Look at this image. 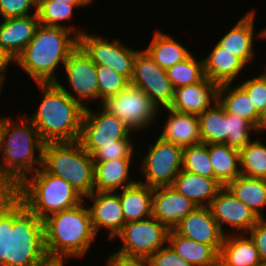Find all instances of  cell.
Returning <instances> with one entry per match:
<instances>
[{
    "mask_svg": "<svg viewBox=\"0 0 266 266\" xmlns=\"http://www.w3.org/2000/svg\"><path fill=\"white\" fill-rule=\"evenodd\" d=\"M24 120L21 117L16 125L8 118H1L0 151L4 150V164L0 161V191L12 192L29 176V172L35 173L42 167L45 143L33 123ZM35 147L39 151L37 158ZM34 163L40 167L37 168Z\"/></svg>",
    "mask_w": 266,
    "mask_h": 266,
    "instance_id": "1",
    "label": "cell"
},
{
    "mask_svg": "<svg viewBox=\"0 0 266 266\" xmlns=\"http://www.w3.org/2000/svg\"><path fill=\"white\" fill-rule=\"evenodd\" d=\"M44 92L30 121L44 143L78 141L86 106L75 101L56 83H37Z\"/></svg>",
    "mask_w": 266,
    "mask_h": 266,
    "instance_id": "2",
    "label": "cell"
},
{
    "mask_svg": "<svg viewBox=\"0 0 266 266\" xmlns=\"http://www.w3.org/2000/svg\"><path fill=\"white\" fill-rule=\"evenodd\" d=\"M48 261L43 221L8 191L6 266H43Z\"/></svg>",
    "mask_w": 266,
    "mask_h": 266,
    "instance_id": "3",
    "label": "cell"
},
{
    "mask_svg": "<svg viewBox=\"0 0 266 266\" xmlns=\"http://www.w3.org/2000/svg\"><path fill=\"white\" fill-rule=\"evenodd\" d=\"M63 27L39 24L33 38L14 63L27 72L37 83L57 82L55 69L64 65L71 52L78 46V37Z\"/></svg>",
    "mask_w": 266,
    "mask_h": 266,
    "instance_id": "4",
    "label": "cell"
},
{
    "mask_svg": "<svg viewBox=\"0 0 266 266\" xmlns=\"http://www.w3.org/2000/svg\"><path fill=\"white\" fill-rule=\"evenodd\" d=\"M83 202L43 220L44 244L49 260L83 256L95 238L90 212Z\"/></svg>",
    "mask_w": 266,
    "mask_h": 266,
    "instance_id": "5",
    "label": "cell"
},
{
    "mask_svg": "<svg viewBox=\"0 0 266 266\" xmlns=\"http://www.w3.org/2000/svg\"><path fill=\"white\" fill-rule=\"evenodd\" d=\"M32 176L12 192L42 221L83 202V196L66 180L48 174L42 167Z\"/></svg>",
    "mask_w": 266,
    "mask_h": 266,
    "instance_id": "6",
    "label": "cell"
},
{
    "mask_svg": "<svg viewBox=\"0 0 266 266\" xmlns=\"http://www.w3.org/2000/svg\"><path fill=\"white\" fill-rule=\"evenodd\" d=\"M42 168L66 180L83 197L95 191L94 161L79 141L45 143Z\"/></svg>",
    "mask_w": 266,
    "mask_h": 266,
    "instance_id": "7",
    "label": "cell"
},
{
    "mask_svg": "<svg viewBox=\"0 0 266 266\" xmlns=\"http://www.w3.org/2000/svg\"><path fill=\"white\" fill-rule=\"evenodd\" d=\"M169 229L153 216L128 222L116 235L123 246L113 255L124 258L148 259L168 241Z\"/></svg>",
    "mask_w": 266,
    "mask_h": 266,
    "instance_id": "8",
    "label": "cell"
},
{
    "mask_svg": "<svg viewBox=\"0 0 266 266\" xmlns=\"http://www.w3.org/2000/svg\"><path fill=\"white\" fill-rule=\"evenodd\" d=\"M102 106L123 121L133 132L149 126L159 111L152 99L142 89L132 84L108 98Z\"/></svg>",
    "mask_w": 266,
    "mask_h": 266,
    "instance_id": "9",
    "label": "cell"
},
{
    "mask_svg": "<svg viewBox=\"0 0 266 266\" xmlns=\"http://www.w3.org/2000/svg\"><path fill=\"white\" fill-rule=\"evenodd\" d=\"M148 150L141 166L146 178L144 184L152 188L171 186L182 170L183 147L159 137Z\"/></svg>",
    "mask_w": 266,
    "mask_h": 266,
    "instance_id": "10",
    "label": "cell"
},
{
    "mask_svg": "<svg viewBox=\"0 0 266 266\" xmlns=\"http://www.w3.org/2000/svg\"><path fill=\"white\" fill-rule=\"evenodd\" d=\"M101 113L85 108L79 142L83 149L93 155L99 148L130 138L131 129L102 106ZM131 131V132H130Z\"/></svg>",
    "mask_w": 266,
    "mask_h": 266,
    "instance_id": "11",
    "label": "cell"
},
{
    "mask_svg": "<svg viewBox=\"0 0 266 266\" xmlns=\"http://www.w3.org/2000/svg\"><path fill=\"white\" fill-rule=\"evenodd\" d=\"M74 35L78 37V45L97 66H108L131 80L139 51L123 46L117 39L109 42L81 31Z\"/></svg>",
    "mask_w": 266,
    "mask_h": 266,
    "instance_id": "12",
    "label": "cell"
},
{
    "mask_svg": "<svg viewBox=\"0 0 266 266\" xmlns=\"http://www.w3.org/2000/svg\"><path fill=\"white\" fill-rule=\"evenodd\" d=\"M130 84L142 89L158 106L169 108L174 98V88L166 70L159 67L143 50L136 54Z\"/></svg>",
    "mask_w": 266,
    "mask_h": 266,
    "instance_id": "13",
    "label": "cell"
},
{
    "mask_svg": "<svg viewBox=\"0 0 266 266\" xmlns=\"http://www.w3.org/2000/svg\"><path fill=\"white\" fill-rule=\"evenodd\" d=\"M63 66L67 72L69 84L75 91L76 96L74 97L70 94V92L57 81L56 83L66 94L70 95L75 101L81 104V99H98L97 65L79 45L71 52Z\"/></svg>",
    "mask_w": 266,
    "mask_h": 266,
    "instance_id": "14",
    "label": "cell"
},
{
    "mask_svg": "<svg viewBox=\"0 0 266 266\" xmlns=\"http://www.w3.org/2000/svg\"><path fill=\"white\" fill-rule=\"evenodd\" d=\"M221 231L226 223L234 229L250 230L261 218L238 200L226 186H223L208 206Z\"/></svg>",
    "mask_w": 266,
    "mask_h": 266,
    "instance_id": "15",
    "label": "cell"
},
{
    "mask_svg": "<svg viewBox=\"0 0 266 266\" xmlns=\"http://www.w3.org/2000/svg\"><path fill=\"white\" fill-rule=\"evenodd\" d=\"M173 230L181 236L212 246L218 253L225 237L207 206L194 209Z\"/></svg>",
    "mask_w": 266,
    "mask_h": 266,
    "instance_id": "16",
    "label": "cell"
},
{
    "mask_svg": "<svg viewBox=\"0 0 266 266\" xmlns=\"http://www.w3.org/2000/svg\"><path fill=\"white\" fill-rule=\"evenodd\" d=\"M197 206L172 186L155 187L152 216L169 230L174 229Z\"/></svg>",
    "mask_w": 266,
    "mask_h": 266,
    "instance_id": "17",
    "label": "cell"
},
{
    "mask_svg": "<svg viewBox=\"0 0 266 266\" xmlns=\"http://www.w3.org/2000/svg\"><path fill=\"white\" fill-rule=\"evenodd\" d=\"M114 192L94 191L87 195L94 201L89 209L92 225L95 233L99 228L106 227L109 231V239L112 240L122 230L125 224L123 209L118 194Z\"/></svg>",
    "mask_w": 266,
    "mask_h": 266,
    "instance_id": "18",
    "label": "cell"
},
{
    "mask_svg": "<svg viewBox=\"0 0 266 266\" xmlns=\"http://www.w3.org/2000/svg\"><path fill=\"white\" fill-rule=\"evenodd\" d=\"M218 87L217 83L205 77L199 83L176 88L169 108L180 113L199 115L211 107V97L214 102L217 101Z\"/></svg>",
    "mask_w": 266,
    "mask_h": 266,
    "instance_id": "19",
    "label": "cell"
},
{
    "mask_svg": "<svg viewBox=\"0 0 266 266\" xmlns=\"http://www.w3.org/2000/svg\"><path fill=\"white\" fill-rule=\"evenodd\" d=\"M3 20L0 24V48L16 59L29 44L39 26L37 10L28 16Z\"/></svg>",
    "mask_w": 266,
    "mask_h": 266,
    "instance_id": "20",
    "label": "cell"
},
{
    "mask_svg": "<svg viewBox=\"0 0 266 266\" xmlns=\"http://www.w3.org/2000/svg\"><path fill=\"white\" fill-rule=\"evenodd\" d=\"M171 186L178 193L190 199L197 207H208L223 187L216 179L184 170L179 172Z\"/></svg>",
    "mask_w": 266,
    "mask_h": 266,
    "instance_id": "21",
    "label": "cell"
},
{
    "mask_svg": "<svg viewBox=\"0 0 266 266\" xmlns=\"http://www.w3.org/2000/svg\"><path fill=\"white\" fill-rule=\"evenodd\" d=\"M164 109H167L170 114L164 124V131L159 136L162 140L183 148L202 142L198 115L180 113L170 108Z\"/></svg>",
    "mask_w": 266,
    "mask_h": 266,
    "instance_id": "22",
    "label": "cell"
},
{
    "mask_svg": "<svg viewBox=\"0 0 266 266\" xmlns=\"http://www.w3.org/2000/svg\"><path fill=\"white\" fill-rule=\"evenodd\" d=\"M154 188L135 182L122 189L119 199L123 209L124 221L135 222L152 216Z\"/></svg>",
    "mask_w": 266,
    "mask_h": 266,
    "instance_id": "23",
    "label": "cell"
},
{
    "mask_svg": "<svg viewBox=\"0 0 266 266\" xmlns=\"http://www.w3.org/2000/svg\"><path fill=\"white\" fill-rule=\"evenodd\" d=\"M246 64L236 55L223 49L218 43L204 58V74L218 85L231 83Z\"/></svg>",
    "mask_w": 266,
    "mask_h": 266,
    "instance_id": "24",
    "label": "cell"
},
{
    "mask_svg": "<svg viewBox=\"0 0 266 266\" xmlns=\"http://www.w3.org/2000/svg\"><path fill=\"white\" fill-rule=\"evenodd\" d=\"M254 13L255 10L247 12L239 22L226 33L218 44L239 57L246 65L254 56L253 34H254Z\"/></svg>",
    "mask_w": 266,
    "mask_h": 266,
    "instance_id": "25",
    "label": "cell"
},
{
    "mask_svg": "<svg viewBox=\"0 0 266 266\" xmlns=\"http://www.w3.org/2000/svg\"><path fill=\"white\" fill-rule=\"evenodd\" d=\"M131 159H114L106 162H94L95 191L113 192L126 188L136 181H127Z\"/></svg>",
    "mask_w": 266,
    "mask_h": 266,
    "instance_id": "26",
    "label": "cell"
},
{
    "mask_svg": "<svg viewBox=\"0 0 266 266\" xmlns=\"http://www.w3.org/2000/svg\"><path fill=\"white\" fill-rule=\"evenodd\" d=\"M168 243L191 266H214L219 253L210 245L196 242L169 230Z\"/></svg>",
    "mask_w": 266,
    "mask_h": 266,
    "instance_id": "27",
    "label": "cell"
},
{
    "mask_svg": "<svg viewBox=\"0 0 266 266\" xmlns=\"http://www.w3.org/2000/svg\"><path fill=\"white\" fill-rule=\"evenodd\" d=\"M219 259L227 266H258L261 262L252 239L236 234L224 237Z\"/></svg>",
    "mask_w": 266,
    "mask_h": 266,
    "instance_id": "28",
    "label": "cell"
},
{
    "mask_svg": "<svg viewBox=\"0 0 266 266\" xmlns=\"http://www.w3.org/2000/svg\"><path fill=\"white\" fill-rule=\"evenodd\" d=\"M229 85L231 83L219 85L217 97L219 103L225 108L227 113H232L248 120L260 131L261 115L254 108L247 92L240 85L233 89H230Z\"/></svg>",
    "mask_w": 266,
    "mask_h": 266,
    "instance_id": "29",
    "label": "cell"
},
{
    "mask_svg": "<svg viewBox=\"0 0 266 266\" xmlns=\"http://www.w3.org/2000/svg\"><path fill=\"white\" fill-rule=\"evenodd\" d=\"M207 146L214 175L222 186H226L241 175V167L238 168L240 166L238 149L218 143H210Z\"/></svg>",
    "mask_w": 266,
    "mask_h": 266,
    "instance_id": "30",
    "label": "cell"
},
{
    "mask_svg": "<svg viewBox=\"0 0 266 266\" xmlns=\"http://www.w3.org/2000/svg\"><path fill=\"white\" fill-rule=\"evenodd\" d=\"M226 187L259 218H263L260 209L266 206V179L240 175L229 182Z\"/></svg>",
    "mask_w": 266,
    "mask_h": 266,
    "instance_id": "31",
    "label": "cell"
},
{
    "mask_svg": "<svg viewBox=\"0 0 266 266\" xmlns=\"http://www.w3.org/2000/svg\"><path fill=\"white\" fill-rule=\"evenodd\" d=\"M154 62L164 70L185 60L191 53L182 46L181 43L175 41L172 36L155 32L153 40L148 48L145 49Z\"/></svg>",
    "mask_w": 266,
    "mask_h": 266,
    "instance_id": "32",
    "label": "cell"
},
{
    "mask_svg": "<svg viewBox=\"0 0 266 266\" xmlns=\"http://www.w3.org/2000/svg\"><path fill=\"white\" fill-rule=\"evenodd\" d=\"M215 106L198 115L202 143L227 144L228 113L217 100Z\"/></svg>",
    "mask_w": 266,
    "mask_h": 266,
    "instance_id": "33",
    "label": "cell"
},
{
    "mask_svg": "<svg viewBox=\"0 0 266 266\" xmlns=\"http://www.w3.org/2000/svg\"><path fill=\"white\" fill-rule=\"evenodd\" d=\"M241 175L266 179V145L261 141H250L239 150Z\"/></svg>",
    "mask_w": 266,
    "mask_h": 266,
    "instance_id": "34",
    "label": "cell"
},
{
    "mask_svg": "<svg viewBox=\"0 0 266 266\" xmlns=\"http://www.w3.org/2000/svg\"><path fill=\"white\" fill-rule=\"evenodd\" d=\"M174 89L201 82L205 78L204 60L196 61L193 55L166 70Z\"/></svg>",
    "mask_w": 266,
    "mask_h": 266,
    "instance_id": "35",
    "label": "cell"
},
{
    "mask_svg": "<svg viewBox=\"0 0 266 266\" xmlns=\"http://www.w3.org/2000/svg\"><path fill=\"white\" fill-rule=\"evenodd\" d=\"M182 170L216 179L207 143L201 142L183 148Z\"/></svg>",
    "mask_w": 266,
    "mask_h": 266,
    "instance_id": "36",
    "label": "cell"
},
{
    "mask_svg": "<svg viewBox=\"0 0 266 266\" xmlns=\"http://www.w3.org/2000/svg\"><path fill=\"white\" fill-rule=\"evenodd\" d=\"M83 5H72L56 1H37V17L39 24L53 27H63L74 32V27L62 26L58 22L67 21L72 17L73 8Z\"/></svg>",
    "mask_w": 266,
    "mask_h": 266,
    "instance_id": "37",
    "label": "cell"
},
{
    "mask_svg": "<svg viewBox=\"0 0 266 266\" xmlns=\"http://www.w3.org/2000/svg\"><path fill=\"white\" fill-rule=\"evenodd\" d=\"M98 98L101 103L125 89L130 81L108 66H97Z\"/></svg>",
    "mask_w": 266,
    "mask_h": 266,
    "instance_id": "38",
    "label": "cell"
},
{
    "mask_svg": "<svg viewBox=\"0 0 266 266\" xmlns=\"http://www.w3.org/2000/svg\"><path fill=\"white\" fill-rule=\"evenodd\" d=\"M258 131L248 120L228 113L227 145L235 149L244 148L250 141L249 131Z\"/></svg>",
    "mask_w": 266,
    "mask_h": 266,
    "instance_id": "39",
    "label": "cell"
},
{
    "mask_svg": "<svg viewBox=\"0 0 266 266\" xmlns=\"http://www.w3.org/2000/svg\"><path fill=\"white\" fill-rule=\"evenodd\" d=\"M133 147L130 138L115 141V144L99 148L93 155L94 162H106L114 159H132Z\"/></svg>",
    "mask_w": 266,
    "mask_h": 266,
    "instance_id": "40",
    "label": "cell"
},
{
    "mask_svg": "<svg viewBox=\"0 0 266 266\" xmlns=\"http://www.w3.org/2000/svg\"><path fill=\"white\" fill-rule=\"evenodd\" d=\"M247 92L256 111L262 115L266 109V72L240 84Z\"/></svg>",
    "mask_w": 266,
    "mask_h": 266,
    "instance_id": "41",
    "label": "cell"
},
{
    "mask_svg": "<svg viewBox=\"0 0 266 266\" xmlns=\"http://www.w3.org/2000/svg\"><path fill=\"white\" fill-rule=\"evenodd\" d=\"M32 7L37 10V0H0V14L3 19L28 16Z\"/></svg>",
    "mask_w": 266,
    "mask_h": 266,
    "instance_id": "42",
    "label": "cell"
},
{
    "mask_svg": "<svg viewBox=\"0 0 266 266\" xmlns=\"http://www.w3.org/2000/svg\"><path fill=\"white\" fill-rule=\"evenodd\" d=\"M148 261L151 266H191L175 252L170 244L161 247L148 258Z\"/></svg>",
    "mask_w": 266,
    "mask_h": 266,
    "instance_id": "43",
    "label": "cell"
},
{
    "mask_svg": "<svg viewBox=\"0 0 266 266\" xmlns=\"http://www.w3.org/2000/svg\"><path fill=\"white\" fill-rule=\"evenodd\" d=\"M8 191H0V266H6Z\"/></svg>",
    "mask_w": 266,
    "mask_h": 266,
    "instance_id": "44",
    "label": "cell"
},
{
    "mask_svg": "<svg viewBox=\"0 0 266 266\" xmlns=\"http://www.w3.org/2000/svg\"><path fill=\"white\" fill-rule=\"evenodd\" d=\"M249 231L261 261L266 260V220L261 218Z\"/></svg>",
    "mask_w": 266,
    "mask_h": 266,
    "instance_id": "45",
    "label": "cell"
},
{
    "mask_svg": "<svg viewBox=\"0 0 266 266\" xmlns=\"http://www.w3.org/2000/svg\"><path fill=\"white\" fill-rule=\"evenodd\" d=\"M107 266H151L148 259L124 258L117 255H111Z\"/></svg>",
    "mask_w": 266,
    "mask_h": 266,
    "instance_id": "46",
    "label": "cell"
},
{
    "mask_svg": "<svg viewBox=\"0 0 266 266\" xmlns=\"http://www.w3.org/2000/svg\"><path fill=\"white\" fill-rule=\"evenodd\" d=\"M10 61L15 62V59L11 57L6 51L0 48V88H2L4 83V72L10 63Z\"/></svg>",
    "mask_w": 266,
    "mask_h": 266,
    "instance_id": "47",
    "label": "cell"
},
{
    "mask_svg": "<svg viewBox=\"0 0 266 266\" xmlns=\"http://www.w3.org/2000/svg\"><path fill=\"white\" fill-rule=\"evenodd\" d=\"M37 1H56L60 3H67L72 5H89L93 0H37Z\"/></svg>",
    "mask_w": 266,
    "mask_h": 266,
    "instance_id": "48",
    "label": "cell"
},
{
    "mask_svg": "<svg viewBox=\"0 0 266 266\" xmlns=\"http://www.w3.org/2000/svg\"><path fill=\"white\" fill-rule=\"evenodd\" d=\"M43 266H64V261L59 260H49Z\"/></svg>",
    "mask_w": 266,
    "mask_h": 266,
    "instance_id": "49",
    "label": "cell"
},
{
    "mask_svg": "<svg viewBox=\"0 0 266 266\" xmlns=\"http://www.w3.org/2000/svg\"><path fill=\"white\" fill-rule=\"evenodd\" d=\"M264 128H266V109L260 118V130H263Z\"/></svg>",
    "mask_w": 266,
    "mask_h": 266,
    "instance_id": "50",
    "label": "cell"
},
{
    "mask_svg": "<svg viewBox=\"0 0 266 266\" xmlns=\"http://www.w3.org/2000/svg\"><path fill=\"white\" fill-rule=\"evenodd\" d=\"M214 266H227L224 264L220 259L217 260V262L214 264Z\"/></svg>",
    "mask_w": 266,
    "mask_h": 266,
    "instance_id": "51",
    "label": "cell"
},
{
    "mask_svg": "<svg viewBox=\"0 0 266 266\" xmlns=\"http://www.w3.org/2000/svg\"><path fill=\"white\" fill-rule=\"evenodd\" d=\"M261 34H259V36L262 38H265L266 39V27L263 31L260 32Z\"/></svg>",
    "mask_w": 266,
    "mask_h": 266,
    "instance_id": "52",
    "label": "cell"
},
{
    "mask_svg": "<svg viewBox=\"0 0 266 266\" xmlns=\"http://www.w3.org/2000/svg\"><path fill=\"white\" fill-rule=\"evenodd\" d=\"M258 266H266V260L261 261Z\"/></svg>",
    "mask_w": 266,
    "mask_h": 266,
    "instance_id": "53",
    "label": "cell"
}]
</instances>
